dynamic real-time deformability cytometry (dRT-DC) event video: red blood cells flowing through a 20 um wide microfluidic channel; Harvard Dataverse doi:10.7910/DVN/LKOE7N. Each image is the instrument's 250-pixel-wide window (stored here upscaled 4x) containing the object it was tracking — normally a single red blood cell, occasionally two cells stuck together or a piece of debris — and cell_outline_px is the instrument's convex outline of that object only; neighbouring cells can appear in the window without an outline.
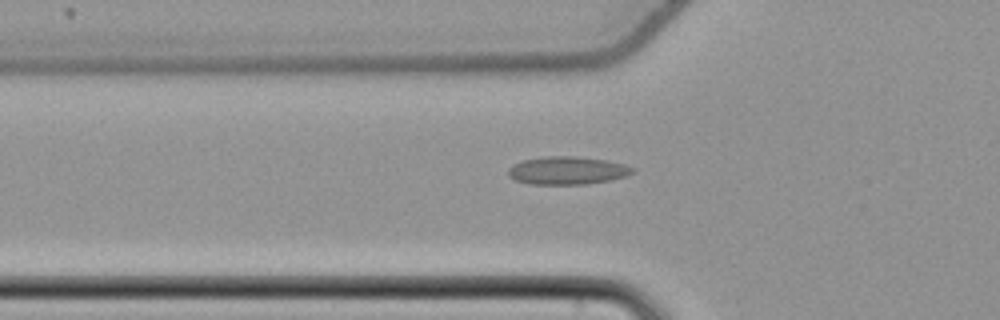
{"species": "common noctule bat (a hibernating species)", "species_latin": "Nyctalus noctula", "temperature_condition": "cold", "stored_images_in_passage": 51, "camera_frame_rate_fps": 3000, "um_per_image_px": 0.085, "animal": {"sex": "female", "body_mass_g": 22.7, "forearm_length_mm": 54.2}, "frame": {"image": 1, "passage_image": 20, "time_ms": 6.333, "image_size_px": [1000, 320], "cell_outline_px": [[636, 172], [624, 176], [608, 180], [588, 184], [528, 184], [516, 180], [508, 176], [508, 168], [512, 164], [524, 160], [544, 156], [576, 156], [604, 160], [624, 164], [636, 168]], "centroid_in_image_um": [48.2, 14.49], "position_along_channel_um": 77.6, "area_um2": 20.29}}
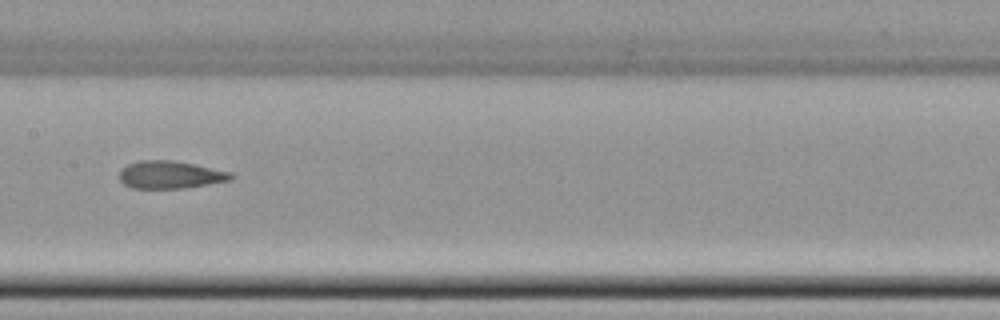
{"frame": {"image": 2, "passage_image": 29, "time_ms": 9.333, "image_size_px": [1000, 320], "cell_outline_px": [[236, 176], [232, 180], [184, 188], [132, 188], [124, 184], [120, 180], [120, 172], [128, 164], [140, 160], [172, 160], [232, 172]], "centroid_in_image_um": [14.51, 14.86], "position_along_channel_um": 192.9, "area_um2": 17.86}}
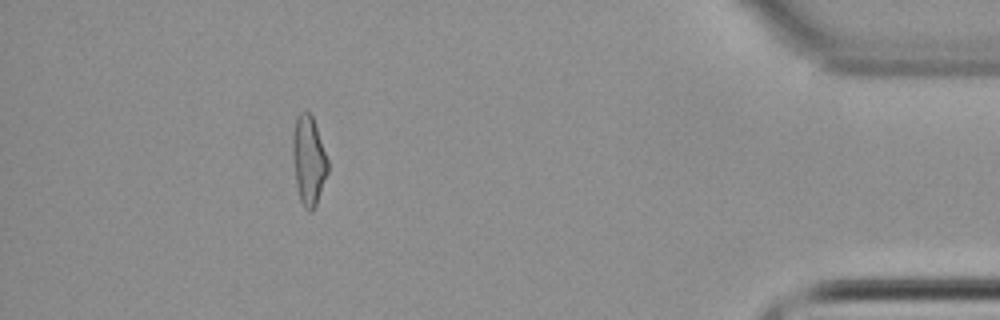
{"frame": {"image": 3, "passage_image": 50, "time_ms": 16.333, "image_size_px": [1000, 320], "cell_outline_px": [[328, 172], [316, 204], [312, 212], [308, 212], [304, 208], [300, 200], [296, 188], [292, 156], [292, 132], [296, 116], [300, 112], [308, 112], [312, 116], [328, 160]], "centroid_in_image_um": [26.2, 13.65], "position_along_channel_um": 409.0, "area_um2": 18.38}}